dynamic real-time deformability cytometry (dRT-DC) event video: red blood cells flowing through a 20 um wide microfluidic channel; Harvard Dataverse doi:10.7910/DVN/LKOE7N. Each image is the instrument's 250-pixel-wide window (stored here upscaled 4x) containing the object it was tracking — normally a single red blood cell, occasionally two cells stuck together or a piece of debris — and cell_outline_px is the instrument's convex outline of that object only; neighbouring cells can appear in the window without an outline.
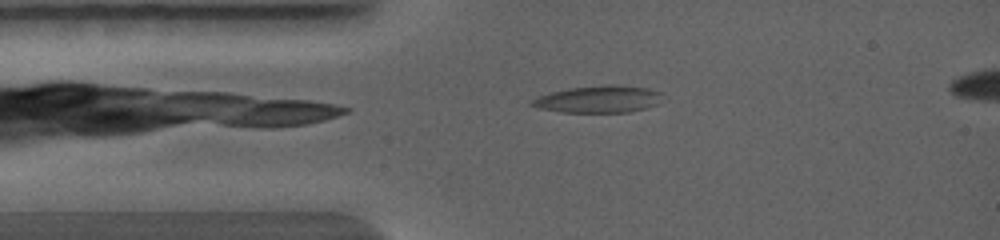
{"species": "common noctule bat (a hibernating species)", "species_latin": "Nyctalus noctula", "temperature_condition": "warm", "stored_images_in_passage": 8, "camera_frame_rate_fps": 5000, "um_per_image_px": 0.085, "animal": {"sex": "female", "body_mass_g": 19.0, "forearm_length_mm": 56.7}, "frame": {"image": 1, "passage_image": 1, "time_ms": 0.0, "image_size_px": [1000, 240], "cell_outline_px": [[668, 100], [660, 104], [648, 108], [628, 112], [564, 112], [536, 108], [528, 104], [528, 100], [536, 96], [548, 92], [568, 88], [604, 84], [620, 84], [648, 88], [660, 92], [668, 96]], "centroid_in_image_um": [50.94, 8.42], "position_along_channel_um": 34.1, "area_um2": 21.62}}
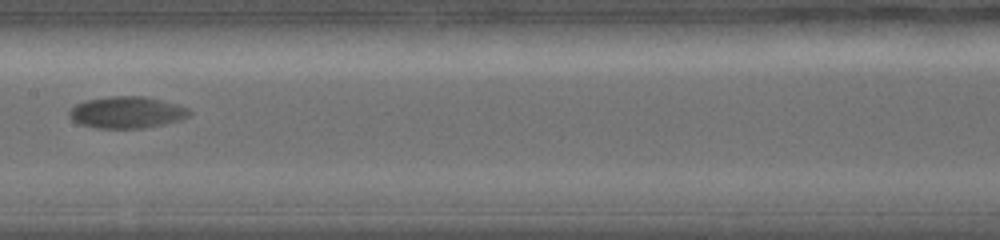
{"frame": {"image": 2, "passage_image": 5, "time_ms": 3.4, "image_size_px": [1000, 240], "cell_outline_px": [[192, 112], [188, 116], [160, 124], [140, 128], [104, 128], [84, 124], [76, 120], [68, 112], [76, 104], [84, 100], [112, 96], [144, 96], [176, 104], [188, 108]], "centroid_in_image_um": [10.79, 9.52], "position_along_channel_um": 196.6, "area_um2": 21.39}}
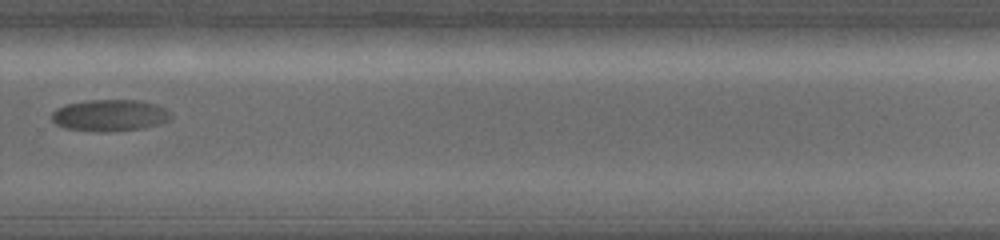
{"frame": {"image": 3, "passage_image": 8, "time_ms": 5.8, "image_size_px": [1000, 240], "cell_outline_px": [[168, 116], [164, 120], [132, 128], [68, 128], [52, 120], [52, 112], [56, 108], [64, 104], [88, 100], [140, 100], [156, 104], [164, 108], [168, 112]], "centroid_in_image_um": [9.23, 9.7], "position_along_channel_um": 320.6, "area_um2": 19.94}}